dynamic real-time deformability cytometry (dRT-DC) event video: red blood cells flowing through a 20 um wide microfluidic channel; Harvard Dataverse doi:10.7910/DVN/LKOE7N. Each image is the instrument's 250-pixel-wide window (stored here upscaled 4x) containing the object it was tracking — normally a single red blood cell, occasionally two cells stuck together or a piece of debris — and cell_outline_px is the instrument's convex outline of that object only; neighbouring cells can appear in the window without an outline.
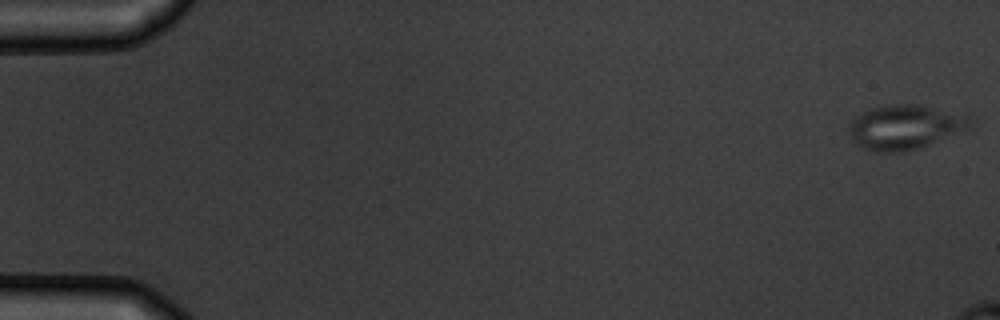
{"species": "common noctule bat (a hibernating species)", "species_latin": "Nyctalus noctula", "temperature_condition": "warm", "stored_images_in_passage": 6, "camera_frame_rate_fps": 3000, "um_per_image_px": 0.085, "animal": {"sex": "male", "body_mass_g": 19.5, "forearm_length_mm": 54.6}, "frame": {"image": 1, "passage_image": 1, "time_ms": 0.0, "image_size_px": [1000, 320], "cell_outline_px": [[976, 120], [972, 128], [920, 148], [904, 152], [884, 152], [864, 148], [856, 144], [852, 140], [848, 128], [852, 116], [868, 108], [884, 104], [920, 104], [968, 116]], "centroid_in_image_um": [76.93, 10.78], "position_along_channel_um": 8.1, "area_um2": 32.08}}